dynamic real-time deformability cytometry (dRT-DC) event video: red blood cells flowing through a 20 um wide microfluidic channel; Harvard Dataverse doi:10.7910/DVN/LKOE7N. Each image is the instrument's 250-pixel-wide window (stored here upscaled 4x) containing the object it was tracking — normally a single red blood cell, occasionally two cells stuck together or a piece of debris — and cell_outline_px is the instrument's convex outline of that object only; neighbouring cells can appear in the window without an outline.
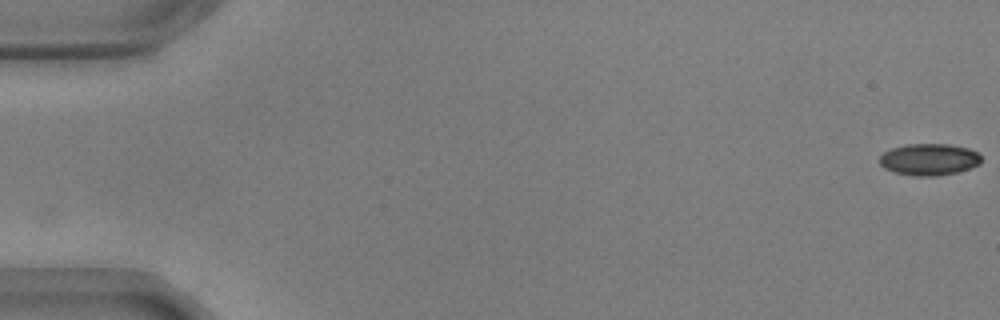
{"species": "common noctule bat (a hibernating species)", "species_latin": "Nyctalus noctula", "temperature_condition": "warm", "stored_images_in_passage": 56, "camera_frame_rate_fps": 3000, "um_per_image_px": 0.085, "animal": {"sex": "male", "body_mass_g": 17.9, "forearm_length_mm": 54.2}, "frame": {"image": 1, "passage_image": 1, "time_ms": 0.0, "image_size_px": [1000, 320], "cell_outline_px": [[980, 164], [956, 172], [936, 176], [916, 176], [896, 172], [884, 168], [880, 164], [880, 156], [884, 152], [892, 148], [908, 144], [948, 144], [968, 148], [976, 152], [980, 156]], "centroid_in_image_um": [78.96, 13.55], "position_along_channel_um": 6.0, "area_um2": 18.55}}
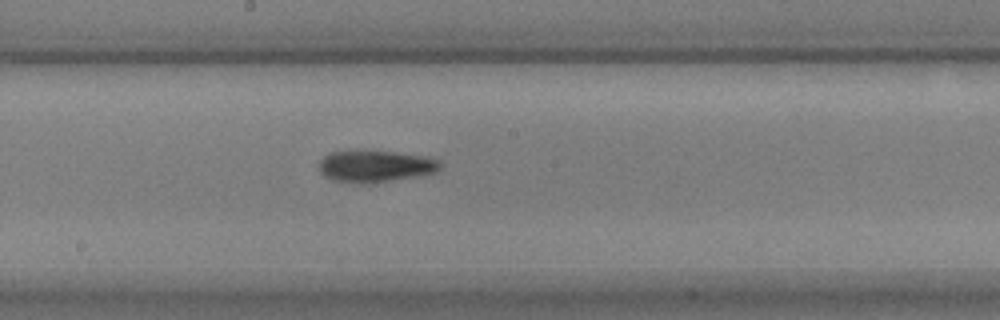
{"frame": {"image": 2, "passage_image": 31, "time_ms": 10.0, "image_size_px": [1000, 320], "cell_outline_px": [[440, 168], [436, 172], [388, 180], [332, 180], [324, 176], [320, 172], [320, 160], [328, 152], [396, 152], [424, 156], [440, 160]], "centroid_in_image_um": [31.92, 14.08], "position_along_channel_um": 216.3, "area_um2": 20.98}}
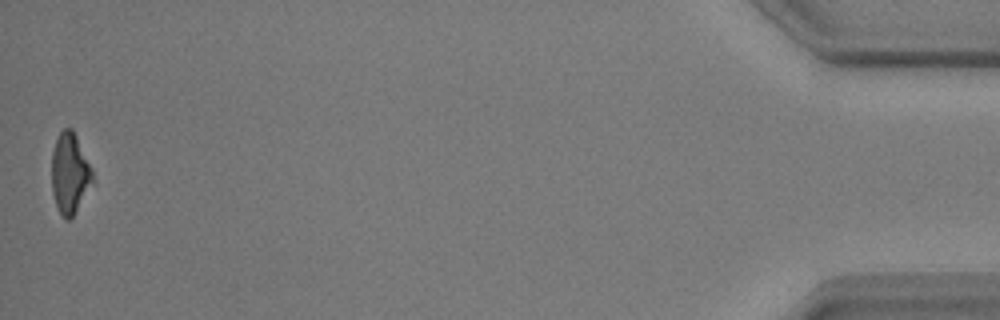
{"frame": {"image": 3, "passage_image": 56, "time_ms": 18.333, "image_size_px": [1000, 320], "cell_outline_px": [[92, 180], [72, 216], [68, 220], [64, 220], [56, 204], [52, 192], [52, 152], [56, 140], [60, 132], [64, 128], [72, 128], [92, 168]], "centroid_in_image_um": [5.9, 14.69], "position_along_channel_um": 429.3, "area_um2": 18.55}, "authors_computed_cell_mechanics": {"area_um2": 20.8947, "velocity_mm_per_s": 3.641, "shape_relaxation_time_tau1_ms": 3.2966, "shape_relaxation_time_tau2_ms": null, "deformation_change_tau1": 0.1398, "deformation_change_tau2": null}}